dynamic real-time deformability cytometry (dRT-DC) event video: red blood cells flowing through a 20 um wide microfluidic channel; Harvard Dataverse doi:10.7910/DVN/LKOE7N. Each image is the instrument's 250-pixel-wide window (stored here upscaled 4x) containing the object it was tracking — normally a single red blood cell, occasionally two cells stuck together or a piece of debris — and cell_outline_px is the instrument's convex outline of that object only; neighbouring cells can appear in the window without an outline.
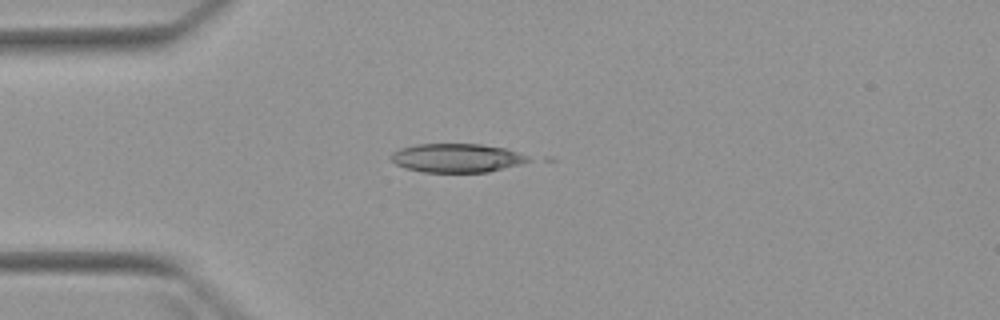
{"species": "Egyptian fruit bat (a non-hibernating species)", "species_latin": "Rousettus aegyptiacus", "temperature_condition": "warm", "stored_images_in_passage": 2, "camera_frame_rate_fps": 3000, "um_per_image_px": 0.085, "animal": {"sex": "female"}, "frame": {"image": 1, "passage_image": 2, "time_ms": 3.333, "image_size_px": [1000, 320], "cell_outline_px": [[532, 160], [520, 164], [488, 172], [424, 172], [404, 168], [396, 164], [388, 156], [392, 152], [400, 148], [416, 144], [480, 144], [504, 148], [528, 156]], "centroid_in_image_um": [38.78, 13.43], "position_along_channel_um": 46.2, "area_um2": 23.0}}